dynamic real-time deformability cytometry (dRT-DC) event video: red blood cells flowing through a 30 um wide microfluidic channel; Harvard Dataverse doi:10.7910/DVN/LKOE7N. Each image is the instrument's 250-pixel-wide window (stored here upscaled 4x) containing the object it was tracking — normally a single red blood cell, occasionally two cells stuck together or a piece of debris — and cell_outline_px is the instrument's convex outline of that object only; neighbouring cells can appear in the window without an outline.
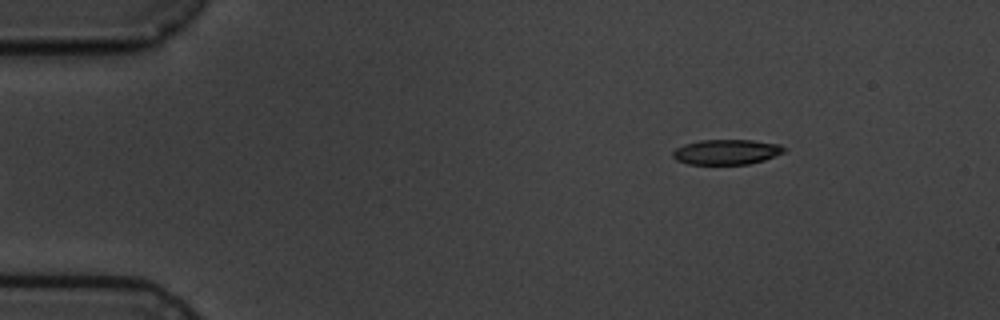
{"species": "common noctule bat (a hibernating species)", "species_latin": "Nyctalus noctula", "temperature_condition": "cold", "stored_images_in_passage": 5, "camera_frame_rate_fps": 3000, "um_per_image_px": 0.085, "animal": {"sex": "male", "body_mass_g": 19.5, "forearm_length_mm": 54.6}, "frame": {"image": 1, "passage_image": 5, "time_ms": 5.667, "image_size_px": [1000, 320], "cell_outline_px": [[788, 148], [784, 152], [776, 156], [764, 160], [748, 164], [688, 164], [676, 160], [672, 156], [672, 152], [676, 148], [684, 144], [700, 140], [752, 140], [780, 144]], "centroid_in_image_um": [61.77, 12.91], "position_along_channel_um": 23.2, "area_um2": 16.42}}